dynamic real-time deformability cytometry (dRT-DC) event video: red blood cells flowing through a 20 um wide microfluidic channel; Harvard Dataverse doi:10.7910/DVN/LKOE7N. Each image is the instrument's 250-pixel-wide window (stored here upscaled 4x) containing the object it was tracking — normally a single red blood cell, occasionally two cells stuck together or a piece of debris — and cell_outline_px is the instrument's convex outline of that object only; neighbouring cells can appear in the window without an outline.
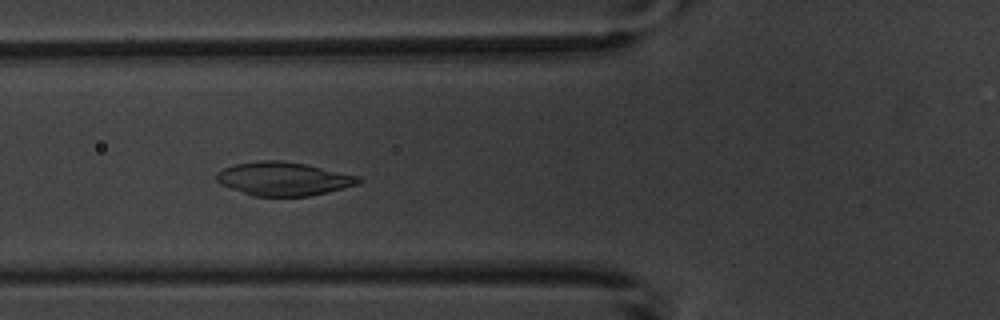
{"species": "common noctule bat (a hibernating species)", "species_latin": "Nyctalus noctula", "temperature_condition": "warm", "stored_images_in_passage": 9, "camera_frame_rate_fps": 3000, "um_per_image_px": 0.085, "animal": {"sex": "male", "body_mass_g": 20.1, "forearm_length_mm": 53.5}, "frame": {"image": 1, "passage_image": 7, "time_ms": 7.0, "image_size_px": [1000, 320], "cell_outline_px": [[364, 180], [360, 184], [328, 192], [308, 196], [252, 196], [220, 184], [216, 180], [216, 172], [224, 168], [236, 164], [256, 160], [284, 160], [304, 164], [360, 176]], "centroid_in_image_um": [24.11, 15.19], "position_along_channel_um": 101.7, "area_um2": 27.92}}
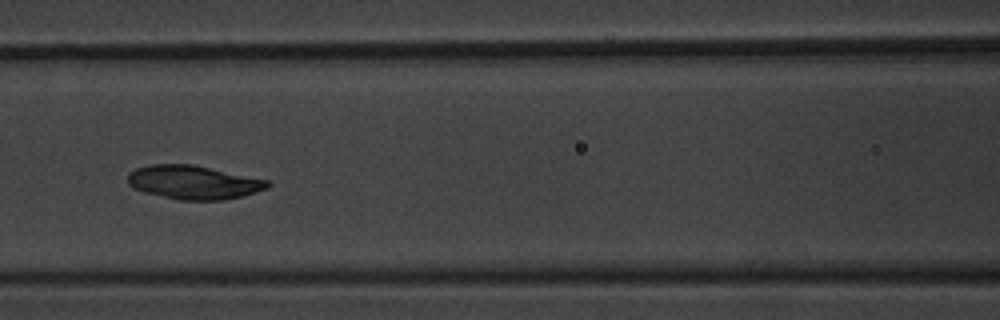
{"frame": {"image": 2, "passage_image": 8, "time_ms": 8.333, "image_size_px": [1000, 320], "cell_outline_px": [[272, 184], [268, 188], [240, 196], [224, 200], [176, 200], [144, 192], [132, 188], [128, 184], [128, 172], [136, 168], [148, 164], [192, 164], [268, 180]], "centroid_in_image_um": [16.41, 15.5], "position_along_channel_um": 150.2, "area_um2": 27.57}}
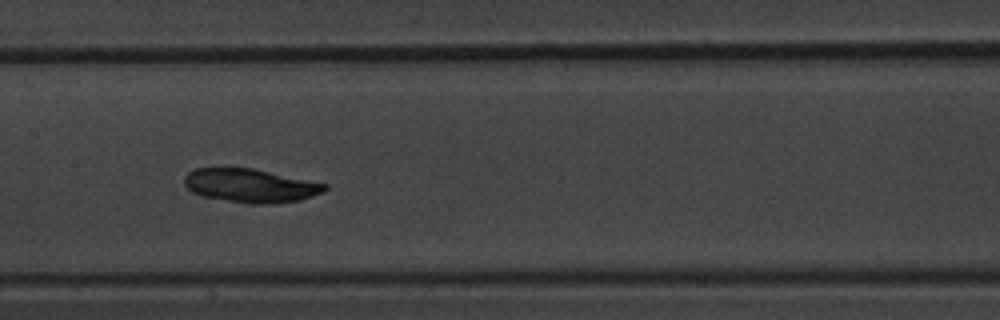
{"frame": {"image": 3, "passage_image": 9, "time_ms": 9.333, "image_size_px": [1000, 320], "cell_outline_px": [[328, 188], [324, 192], [300, 200], [276, 204], [248, 204], [200, 196], [192, 192], [184, 184], [184, 176], [188, 172], [196, 168], [252, 168], [328, 184]], "centroid_in_image_um": [21.29, 15.79], "position_along_channel_um": 186.1, "area_um2": 27.74}}